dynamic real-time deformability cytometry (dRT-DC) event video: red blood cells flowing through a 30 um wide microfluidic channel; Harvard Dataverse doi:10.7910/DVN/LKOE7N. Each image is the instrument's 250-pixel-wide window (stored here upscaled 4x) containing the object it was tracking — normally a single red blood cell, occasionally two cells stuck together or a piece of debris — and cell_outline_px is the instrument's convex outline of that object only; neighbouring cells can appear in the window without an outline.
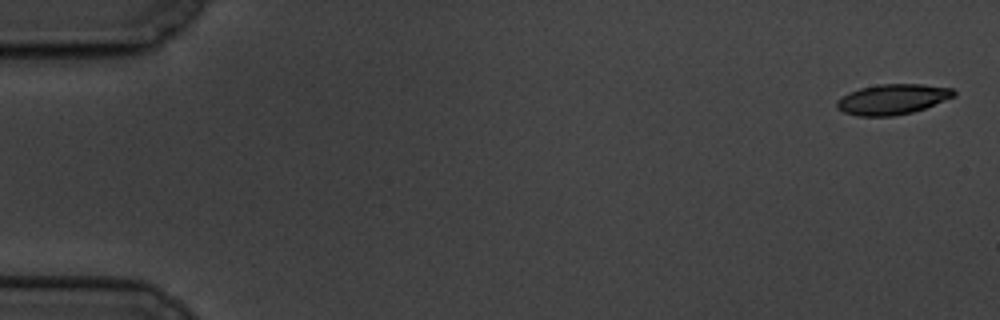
{"species": "common noctule bat (a hibernating species)", "species_latin": "Nyctalus noctula", "temperature_condition": "cold", "stored_images_in_passage": 6, "camera_frame_rate_fps": 3000, "um_per_image_px": 0.085, "animal": {"sex": "male", "body_mass_g": 19.5, "forearm_length_mm": 54.6}, "frame": {"image": 1, "passage_image": 1, "time_ms": 0.0, "image_size_px": [1000, 320], "cell_outline_px": [[956, 96], [924, 108], [912, 112], [892, 116], [856, 116], [844, 112], [836, 108], [836, 100], [848, 92], [860, 88], [880, 84], [924, 84], [952, 88], [956, 92]], "centroid_in_image_um": [75.84, 8.43], "position_along_channel_um": 9.2, "area_um2": 20.75}}